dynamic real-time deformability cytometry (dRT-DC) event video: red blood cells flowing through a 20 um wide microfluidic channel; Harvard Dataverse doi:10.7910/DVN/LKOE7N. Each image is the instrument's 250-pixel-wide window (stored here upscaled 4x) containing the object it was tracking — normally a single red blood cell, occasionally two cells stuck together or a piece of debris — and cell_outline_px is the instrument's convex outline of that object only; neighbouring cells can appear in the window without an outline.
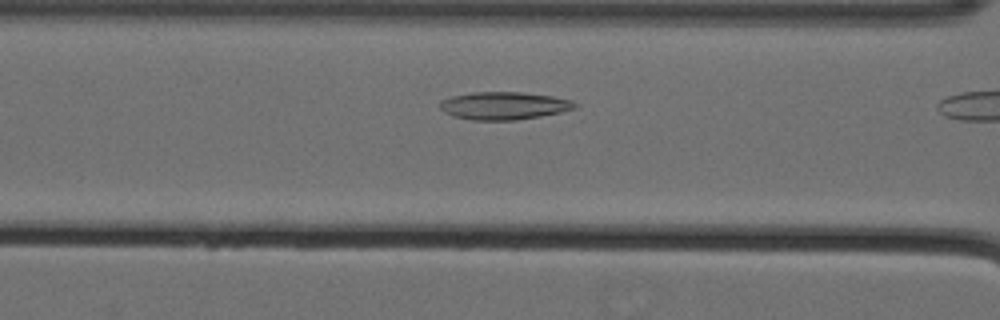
{"species": "Egyptian fruit bat (a non-hibernating species)", "species_latin": "Rousettus aegyptiacus", "temperature_condition": "cold", "stored_images_in_passage": 8, "camera_frame_rate_fps": 3000, "um_per_image_px": 0.085, "animal": {"sex": "female"}, "frame": {"image": 1, "passage_image": 7, "time_ms": 2.0, "image_size_px": [1000, 320], "cell_outline_px": [[576, 108], [560, 112], [540, 116], [516, 120], [472, 120], [452, 116], [444, 112], [440, 108], [440, 100], [452, 96], [472, 92], [524, 92], [552, 96], [572, 100], [576, 104]], "centroid_in_image_um": [42.81, 8.98], "position_along_channel_um": 123.8, "area_um2": 21.85}}